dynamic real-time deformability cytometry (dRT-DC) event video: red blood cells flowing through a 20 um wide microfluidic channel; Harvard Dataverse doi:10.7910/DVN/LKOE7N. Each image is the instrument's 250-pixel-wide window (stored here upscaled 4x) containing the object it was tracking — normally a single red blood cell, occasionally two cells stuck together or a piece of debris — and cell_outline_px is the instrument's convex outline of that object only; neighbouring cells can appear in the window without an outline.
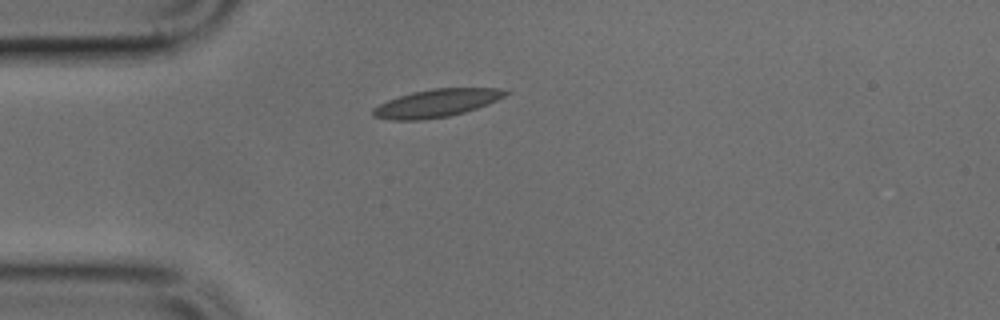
{"species": "common noctule bat (a hibernating species)", "species_latin": "Nyctalus noctula", "temperature_condition": "cold", "stored_images_in_passage": 38, "camera_frame_rate_fps": 3000, "um_per_image_px": 0.085, "animal": {"sex": "male", "body_mass_g": 17.9, "forearm_length_mm": 54.2}, "frame": {"image": 1, "passage_image": 1, "time_ms": 0.0, "image_size_px": [1000, 320], "cell_outline_px": [[508, 92], [504, 96], [488, 104], [464, 112], [448, 116], [420, 120], [392, 120], [372, 116], [372, 108], [388, 100], [412, 92], [432, 88], [500, 88]], "centroid_in_image_um": [37.07, 8.77], "position_along_channel_um": 47.9, "area_um2": 21.27}}
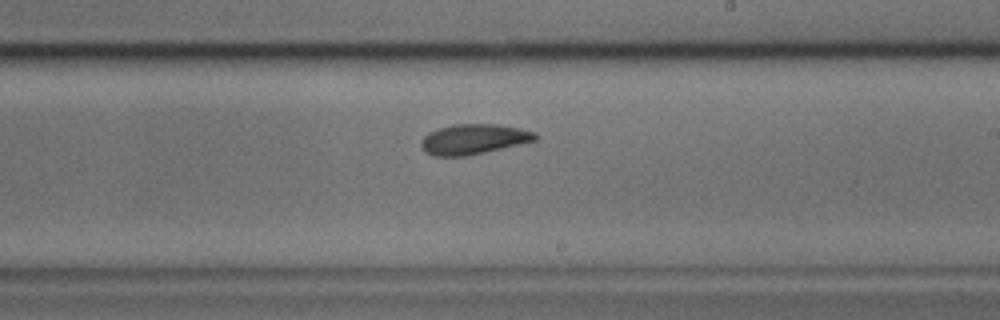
{"frame": {"image": 2, "passage_image": 17, "time_ms": 5.333, "image_size_px": [1000, 320], "cell_outline_px": [[540, 136], [536, 140], [468, 156], [432, 156], [424, 152], [420, 144], [424, 136], [428, 132], [440, 128], [456, 124], [496, 124], [520, 128], [536, 132]], "centroid_in_image_um": [40.26, 11.83], "position_along_channel_um": 248.7, "area_um2": 20.11}}
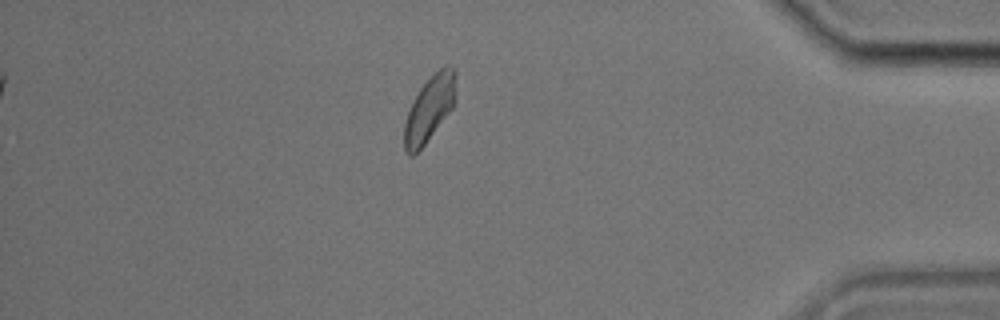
{"frame": {"image": 3, "passage_image": 31, "time_ms": 10.0, "image_size_px": [1000, 320], "cell_outline_px": [[456, 100], [452, 108], [424, 144], [412, 156], [408, 156], [404, 148], [404, 124], [408, 112], [420, 88], [444, 64], [456, 68]], "centroid_in_image_um": [36.53, 9.21], "position_along_channel_um": 398.7, "area_um2": 19.42}}